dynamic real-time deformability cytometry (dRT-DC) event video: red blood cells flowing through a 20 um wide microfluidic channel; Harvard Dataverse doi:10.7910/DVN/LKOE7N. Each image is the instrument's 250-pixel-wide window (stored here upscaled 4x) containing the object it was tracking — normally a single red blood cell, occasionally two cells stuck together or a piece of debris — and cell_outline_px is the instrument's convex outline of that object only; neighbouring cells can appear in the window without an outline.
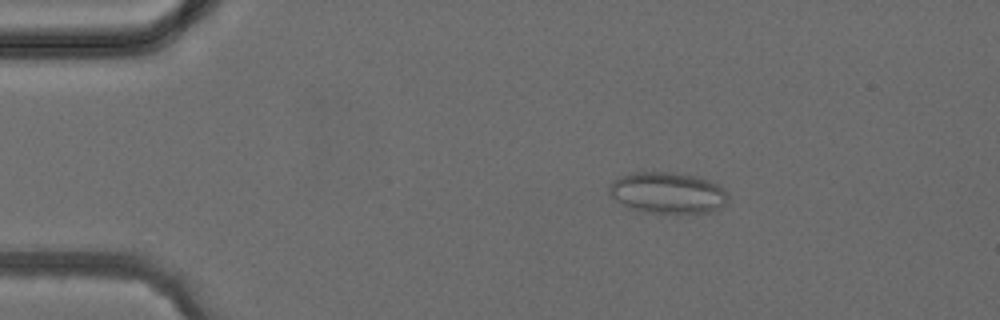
{"species": "common noctule bat (a hibernating species)", "species_latin": "Nyctalus noctula", "temperature_condition": "cold", "stored_images_in_passage": 4, "camera_frame_rate_fps": 3000, "um_per_image_px": 0.085, "animal": {"sex": "female", "body_mass_g": 24.6, "forearm_length_mm": 56.2}, "frame": {"image": 1, "passage_image": 3, "time_ms": 2.333, "image_size_px": [1000, 320], "cell_outline_px": [[728, 200], [716, 212], [676, 216], [644, 212], [628, 208], [616, 200], [608, 192], [608, 184], [612, 180], [620, 176], [632, 172], [672, 172], [696, 176], [720, 184], [728, 192]], "centroid_in_image_um": [56.78, 16.43], "position_along_channel_um": 28.2, "area_um2": 29.88}}